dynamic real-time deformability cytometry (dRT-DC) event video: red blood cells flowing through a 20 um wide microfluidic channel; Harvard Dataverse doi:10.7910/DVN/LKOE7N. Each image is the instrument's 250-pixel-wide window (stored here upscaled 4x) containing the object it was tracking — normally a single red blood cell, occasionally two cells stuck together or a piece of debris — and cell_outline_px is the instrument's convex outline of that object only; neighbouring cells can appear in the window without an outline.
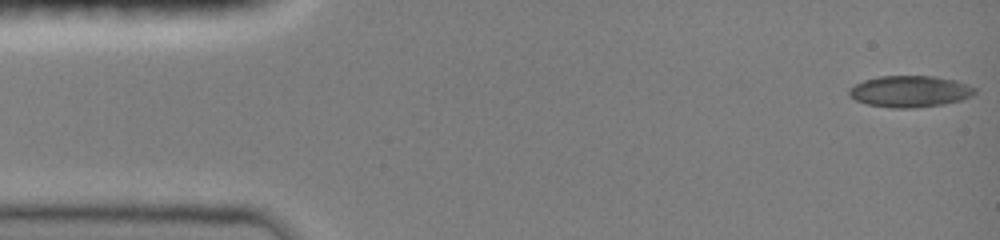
{"species": "common noctule bat (a hibernating species)", "species_latin": "Nyctalus noctula", "temperature_condition": "room temperature", "stored_images_in_passage": 6, "camera_frame_rate_fps": 3000, "um_per_image_px": 0.085, "animal": {"sex": "female", "body_mass_g": 19.0, "forearm_length_mm": 51.5}, "frame": {"image": 1, "passage_image": 1, "time_ms": 0.0, "image_size_px": [1000, 240], "cell_outline_px": [[976, 92], [972, 96], [960, 100], [944, 104], [916, 108], [892, 108], [868, 104], [856, 100], [848, 96], [848, 88], [864, 80], [880, 76], [932, 76], [956, 80], [976, 88]], "centroid_in_image_um": [77.34, 7.77], "position_along_channel_um": 7.7, "area_um2": 23.12}}
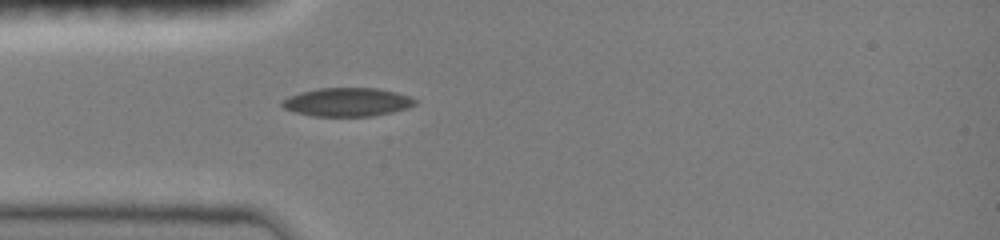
{"frame": {"image": 2, "passage_image": 6, "time_ms": 4.0, "image_size_px": [1000, 240], "cell_outline_px": [[416, 104], [408, 108], [392, 112], [372, 116], [312, 116], [296, 112], [284, 108], [280, 104], [280, 100], [288, 96], [300, 92], [320, 88], [376, 88], [396, 92], [412, 96], [416, 100]], "centroid_in_image_um": [29.51, 8.67], "position_along_channel_um": 55.5, "area_um2": 22.25}}